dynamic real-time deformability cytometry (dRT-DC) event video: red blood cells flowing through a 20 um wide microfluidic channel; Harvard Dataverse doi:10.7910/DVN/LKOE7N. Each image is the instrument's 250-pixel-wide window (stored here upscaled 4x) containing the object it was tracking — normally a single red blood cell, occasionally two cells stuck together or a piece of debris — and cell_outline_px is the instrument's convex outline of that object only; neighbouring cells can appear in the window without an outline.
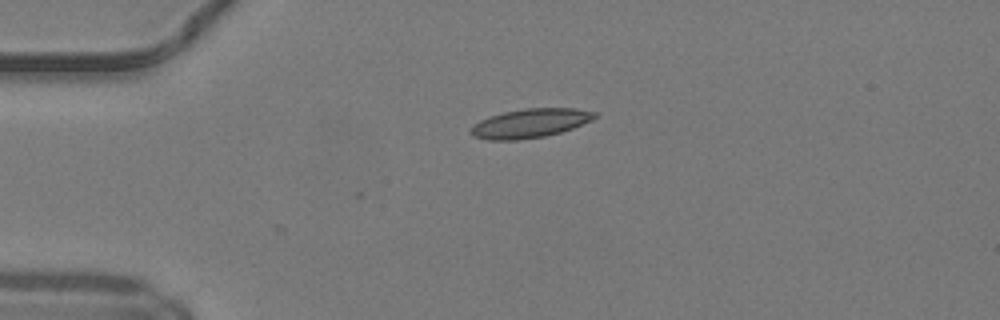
{"species": "common noctule bat (a hibernating species)", "species_latin": "Nyctalus noctula", "temperature_condition": "warm", "stored_images_in_passage": 6, "camera_frame_rate_fps": 3000, "um_per_image_px": 0.085, "animal": {"sex": "male", "body_mass_g": 19.2, "forearm_length_mm": 51.8}, "frame": {"image": 1, "passage_image": 1, "time_ms": 0.0, "image_size_px": [1000, 320], "cell_outline_px": [[596, 116], [592, 120], [572, 128], [560, 132], [544, 136], [516, 140], [488, 140], [472, 136], [468, 132], [468, 128], [472, 124], [488, 116], [504, 112], [524, 108], [576, 108], [596, 112]], "centroid_in_image_um": [44.99, 10.47], "position_along_channel_um": 40.0, "area_um2": 21.1}}